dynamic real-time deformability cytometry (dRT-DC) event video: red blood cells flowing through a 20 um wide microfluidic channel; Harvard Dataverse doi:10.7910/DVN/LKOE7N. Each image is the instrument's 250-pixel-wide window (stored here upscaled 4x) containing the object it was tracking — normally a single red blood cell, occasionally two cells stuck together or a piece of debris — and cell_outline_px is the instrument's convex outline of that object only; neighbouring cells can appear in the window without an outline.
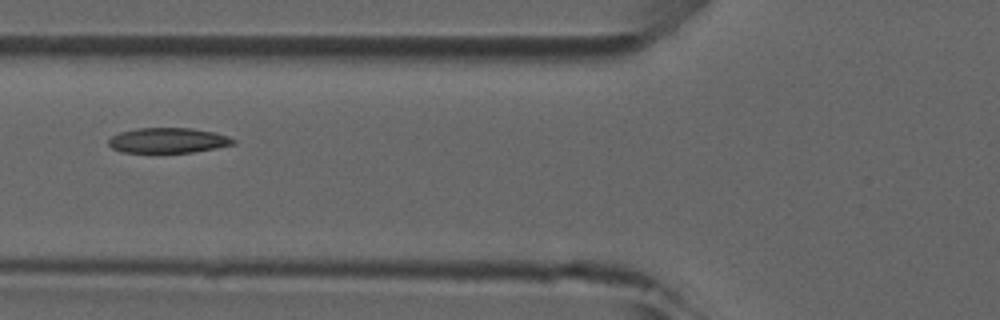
{"species": "common noctule bat (a hibernating species)", "species_latin": "Nyctalus noctula", "temperature_condition": "room temperature", "stored_images_in_passage": 34, "camera_frame_rate_fps": 3000, "um_per_image_px": 0.085, "animal": {"sex": "male", "forearm_length_mm": 52.5}, "frame": {"image": 1, "passage_image": 10, "time_ms": 3.0, "image_size_px": [1000, 320], "cell_outline_px": [[236, 144], [216, 148], [192, 152], [120, 152], [112, 148], [108, 144], [108, 140], [112, 136], [120, 132], [136, 128], [192, 128], [212, 132], [228, 136], [236, 140]], "centroid_in_image_um": [14.28, 11.93], "position_along_channel_um": 111.5, "area_um2": 18.26}}